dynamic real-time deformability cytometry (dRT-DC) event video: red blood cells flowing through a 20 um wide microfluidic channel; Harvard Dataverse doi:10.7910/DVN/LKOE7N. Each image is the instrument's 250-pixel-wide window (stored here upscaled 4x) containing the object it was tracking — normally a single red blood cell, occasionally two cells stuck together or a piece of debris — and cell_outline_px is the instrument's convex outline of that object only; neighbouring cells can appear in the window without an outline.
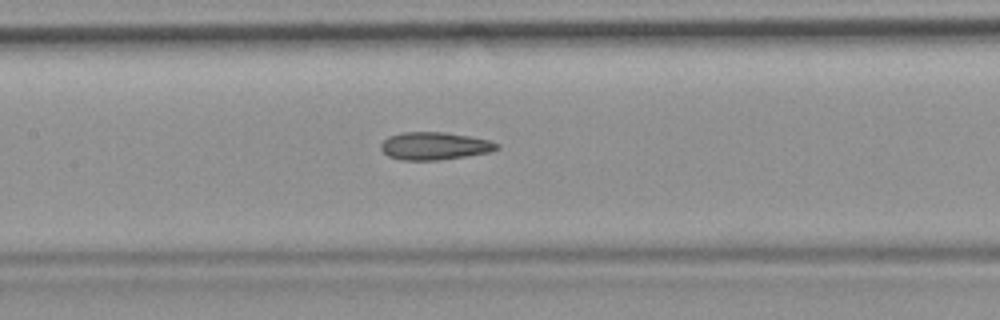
{"species": "common noctule bat (a hibernating species)", "species_latin": "Nyctalus noctula", "temperature_condition": "room temperature", "stored_images_in_passage": 33, "camera_frame_rate_fps": 3000, "um_per_image_px": 0.085, "animal": {"sex": "female", "body_mass_g": 19.9}, "frame": {"image": 1, "passage_image": 15, "time_ms": 4.667, "image_size_px": [1000, 320], "cell_outline_px": [[500, 148], [492, 152], [468, 156], [436, 160], [400, 160], [388, 156], [380, 148], [380, 144], [388, 136], [404, 132], [444, 132], [492, 140], [500, 144]], "centroid_in_image_um": [36.98, 12.41], "position_along_channel_um": 170.4, "area_um2": 18.9}}